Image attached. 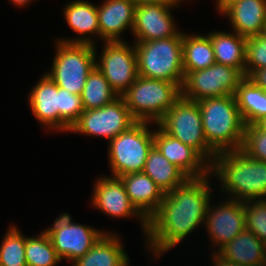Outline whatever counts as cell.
Here are the masks:
<instances>
[{
  "mask_svg": "<svg viewBox=\"0 0 266 266\" xmlns=\"http://www.w3.org/2000/svg\"><path fill=\"white\" fill-rule=\"evenodd\" d=\"M211 174L188 178L166 193L158 210L148 219L145 247L155 262L205 224L208 206L214 197ZM156 258V259H155Z\"/></svg>",
  "mask_w": 266,
  "mask_h": 266,
  "instance_id": "obj_1",
  "label": "cell"
},
{
  "mask_svg": "<svg viewBox=\"0 0 266 266\" xmlns=\"http://www.w3.org/2000/svg\"><path fill=\"white\" fill-rule=\"evenodd\" d=\"M211 177L220 182L221 194L239 201L266 199V162L241 149L218 153L210 164Z\"/></svg>",
  "mask_w": 266,
  "mask_h": 266,
  "instance_id": "obj_2",
  "label": "cell"
},
{
  "mask_svg": "<svg viewBox=\"0 0 266 266\" xmlns=\"http://www.w3.org/2000/svg\"><path fill=\"white\" fill-rule=\"evenodd\" d=\"M208 145L218 154L242 148L246 124L235 95L197 101Z\"/></svg>",
  "mask_w": 266,
  "mask_h": 266,
  "instance_id": "obj_3",
  "label": "cell"
},
{
  "mask_svg": "<svg viewBox=\"0 0 266 266\" xmlns=\"http://www.w3.org/2000/svg\"><path fill=\"white\" fill-rule=\"evenodd\" d=\"M134 47L138 75L183 85V31L174 37L135 42Z\"/></svg>",
  "mask_w": 266,
  "mask_h": 266,
  "instance_id": "obj_4",
  "label": "cell"
},
{
  "mask_svg": "<svg viewBox=\"0 0 266 266\" xmlns=\"http://www.w3.org/2000/svg\"><path fill=\"white\" fill-rule=\"evenodd\" d=\"M182 86L161 79H137L121 95L137 121L157 124L182 96Z\"/></svg>",
  "mask_w": 266,
  "mask_h": 266,
  "instance_id": "obj_5",
  "label": "cell"
},
{
  "mask_svg": "<svg viewBox=\"0 0 266 266\" xmlns=\"http://www.w3.org/2000/svg\"><path fill=\"white\" fill-rule=\"evenodd\" d=\"M153 125L156 124L137 121L129 129L109 141L107 160L112 173L110 176L120 177L125 174L143 172L148 154L154 146Z\"/></svg>",
  "mask_w": 266,
  "mask_h": 266,
  "instance_id": "obj_6",
  "label": "cell"
},
{
  "mask_svg": "<svg viewBox=\"0 0 266 266\" xmlns=\"http://www.w3.org/2000/svg\"><path fill=\"white\" fill-rule=\"evenodd\" d=\"M55 56L46 74L61 88L81 95L87 76L96 66L95 45L55 40Z\"/></svg>",
  "mask_w": 266,
  "mask_h": 266,
  "instance_id": "obj_7",
  "label": "cell"
},
{
  "mask_svg": "<svg viewBox=\"0 0 266 266\" xmlns=\"http://www.w3.org/2000/svg\"><path fill=\"white\" fill-rule=\"evenodd\" d=\"M157 124L167 134L195 149L209 164L217 155L206 141L197 101L181 96Z\"/></svg>",
  "mask_w": 266,
  "mask_h": 266,
  "instance_id": "obj_8",
  "label": "cell"
},
{
  "mask_svg": "<svg viewBox=\"0 0 266 266\" xmlns=\"http://www.w3.org/2000/svg\"><path fill=\"white\" fill-rule=\"evenodd\" d=\"M136 122L123 97L118 96L101 108L84 110L69 133L106 138L109 142Z\"/></svg>",
  "mask_w": 266,
  "mask_h": 266,
  "instance_id": "obj_9",
  "label": "cell"
},
{
  "mask_svg": "<svg viewBox=\"0 0 266 266\" xmlns=\"http://www.w3.org/2000/svg\"><path fill=\"white\" fill-rule=\"evenodd\" d=\"M103 43L101 55L97 53V44L95 45L96 66L110 87L121 96L138 77L134 43L128 44L126 41Z\"/></svg>",
  "mask_w": 266,
  "mask_h": 266,
  "instance_id": "obj_10",
  "label": "cell"
},
{
  "mask_svg": "<svg viewBox=\"0 0 266 266\" xmlns=\"http://www.w3.org/2000/svg\"><path fill=\"white\" fill-rule=\"evenodd\" d=\"M245 76L238 70L214 63L203 70L189 72L182 85V96L192 101L235 95Z\"/></svg>",
  "mask_w": 266,
  "mask_h": 266,
  "instance_id": "obj_11",
  "label": "cell"
},
{
  "mask_svg": "<svg viewBox=\"0 0 266 266\" xmlns=\"http://www.w3.org/2000/svg\"><path fill=\"white\" fill-rule=\"evenodd\" d=\"M61 260L74 262L84 256L104 233L95 227L73 222L71 215L62 212L53 225L44 230Z\"/></svg>",
  "mask_w": 266,
  "mask_h": 266,
  "instance_id": "obj_12",
  "label": "cell"
},
{
  "mask_svg": "<svg viewBox=\"0 0 266 266\" xmlns=\"http://www.w3.org/2000/svg\"><path fill=\"white\" fill-rule=\"evenodd\" d=\"M95 180L90 199L93 208L114 219H127L134 216L140 223L145 239L148 230V220L131 203L121 179L102 175Z\"/></svg>",
  "mask_w": 266,
  "mask_h": 266,
  "instance_id": "obj_13",
  "label": "cell"
},
{
  "mask_svg": "<svg viewBox=\"0 0 266 266\" xmlns=\"http://www.w3.org/2000/svg\"><path fill=\"white\" fill-rule=\"evenodd\" d=\"M210 201L204 227L212 245V254L232 241L245 227L243 201L226 198L216 204ZM217 247V248H216ZM216 248V249H215Z\"/></svg>",
  "mask_w": 266,
  "mask_h": 266,
  "instance_id": "obj_14",
  "label": "cell"
},
{
  "mask_svg": "<svg viewBox=\"0 0 266 266\" xmlns=\"http://www.w3.org/2000/svg\"><path fill=\"white\" fill-rule=\"evenodd\" d=\"M177 7L160 3L136 5L132 29L134 43L176 36L181 29L175 24L172 10Z\"/></svg>",
  "mask_w": 266,
  "mask_h": 266,
  "instance_id": "obj_15",
  "label": "cell"
},
{
  "mask_svg": "<svg viewBox=\"0 0 266 266\" xmlns=\"http://www.w3.org/2000/svg\"><path fill=\"white\" fill-rule=\"evenodd\" d=\"M215 5L218 14L227 18L233 32L246 38L262 33L266 22V0H237Z\"/></svg>",
  "mask_w": 266,
  "mask_h": 266,
  "instance_id": "obj_16",
  "label": "cell"
},
{
  "mask_svg": "<svg viewBox=\"0 0 266 266\" xmlns=\"http://www.w3.org/2000/svg\"><path fill=\"white\" fill-rule=\"evenodd\" d=\"M154 129V146L189 178L210 174V164L192 147L167 134L158 124Z\"/></svg>",
  "mask_w": 266,
  "mask_h": 266,
  "instance_id": "obj_17",
  "label": "cell"
},
{
  "mask_svg": "<svg viewBox=\"0 0 266 266\" xmlns=\"http://www.w3.org/2000/svg\"><path fill=\"white\" fill-rule=\"evenodd\" d=\"M136 4L133 0H103L97 5L102 42L125 41L121 37L133 29Z\"/></svg>",
  "mask_w": 266,
  "mask_h": 266,
  "instance_id": "obj_18",
  "label": "cell"
},
{
  "mask_svg": "<svg viewBox=\"0 0 266 266\" xmlns=\"http://www.w3.org/2000/svg\"><path fill=\"white\" fill-rule=\"evenodd\" d=\"M28 106L46 131L59 133L58 86L44 73L28 93Z\"/></svg>",
  "mask_w": 266,
  "mask_h": 266,
  "instance_id": "obj_19",
  "label": "cell"
},
{
  "mask_svg": "<svg viewBox=\"0 0 266 266\" xmlns=\"http://www.w3.org/2000/svg\"><path fill=\"white\" fill-rule=\"evenodd\" d=\"M65 4L62 14L71 30L77 34L72 38H56L54 40L66 43H81L96 45L95 37L100 39L97 5L85 0H73ZM81 35V36H80ZM94 35V36H93ZM96 35V36H95ZM92 36L94 38H92Z\"/></svg>",
  "mask_w": 266,
  "mask_h": 266,
  "instance_id": "obj_20",
  "label": "cell"
},
{
  "mask_svg": "<svg viewBox=\"0 0 266 266\" xmlns=\"http://www.w3.org/2000/svg\"><path fill=\"white\" fill-rule=\"evenodd\" d=\"M131 203L148 220L159 208L164 192L144 172L119 177Z\"/></svg>",
  "mask_w": 266,
  "mask_h": 266,
  "instance_id": "obj_21",
  "label": "cell"
},
{
  "mask_svg": "<svg viewBox=\"0 0 266 266\" xmlns=\"http://www.w3.org/2000/svg\"><path fill=\"white\" fill-rule=\"evenodd\" d=\"M119 234L104 231L91 249L72 262L73 266H129L131 259L127 255ZM71 265V266H72Z\"/></svg>",
  "mask_w": 266,
  "mask_h": 266,
  "instance_id": "obj_22",
  "label": "cell"
},
{
  "mask_svg": "<svg viewBox=\"0 0 266 266\" xmlns=\"http://www.w3.org/2000/svg\"><path fill=\"white\" fill-rule=\"evenodd\" d=\"M216 254L242 266H266V244L246 228Z\"/></svg>",
  "mask_w": 266,
  "mask_h": 266,
  "instance_id": "obj_23",
  "label": "cell"
},
{
  "mask_svg": "<svg viewBox=\"0 0 266 266\" xmlns=\"http://www.w3.org/2000/svg\"><path fill=\"white\" fill-rule=\"evenodd\" d=\"M207 35L211 39L216 63L238 69L245 76L247 38L219 29Z\"/></svg>",
  "mask_w": 266,
  "mask_h": 266,
  "instance_id": "obj_24",
  "label": "cell"
},
{
  "mask_svg": "<svg viewBox=\"0 0 266 266\" xmlns=\"http://www.w3.org/2000/svg\"><path fill=\"white\" fill-rule=\"evenodd\" d=\"M235 98L246 125L266 124V91L245 77L236 89Z\"/></svg>",
  "mask_w": 266,
  "mask_h": 266,
  "instance_id": "obj_25",
  "label": "cell"
},
{
  "mask_svg": "<svg viewBox=\"0 0 266 266\" xmlns=\"http://www.w3.org/2000/svg\"><path fill=\"white\" fill-rule=\"evenodd\" d=\"M143 172L156 183L164 194L182 185L189 178L155 146L148 154Z\"/></svg>",
  "mask_w": 266,
  "mask_h": 266,
  "instance_id": "obj_26",
  "label": "cell"
},
{
  "mask_svg": "<svg viewBox=\"0 0 266 266\" xmlns=\"http://www.w3.org/2000/svg\"><path fill=\"white\" fill-rule=\"evenodd\" d=\"M183 68L189 72L203 70L216 63L210 37L206 34L183 32Z\"/></svg>",
  "mask_w": 266,
  "mask_h": 266,
  "instance_id": "obj_27",
  "label": "cell"
},
{
  "mask_svg": "<svg viewBox=\"0 0 266 266\" xmlns=\"http://www.w3.org/2000/svg\"><path fill=\"white\" fill-rule=\"evenodd\" d=\"M118 94L110 87L102 72L95 66L86 79L81 100L84 110L101 108L111 103Z\"/></svg>",
  "mask_w": 266,
  "mask_h": 266,
  "instance_id": "obj_28",
  "label": "cell"
},
{
  "mask_svg": "<svg viewBox=\"0 0 266 266\" xmlns=\"http://www.w3.org/2000/svg\"><path fill=\"white\" fill-rule=\"evenodd\" d=\"M25 256L27 266H57L62 262L44 229L38 235L26 236Z\"/></svg>",
  "mask_w": 266,
  "mask_h": 266,
  "instance_id": "obj_29",
  "label": "cell"
},
{
  "mask_svg": "<svg viewBox=\"0 0 266 266\" xmlns=\"http://www.w3.org/2000/svg\"><path fill=\"white\" fill-rule=\"evenodd\" d=\"M0 244L1 266H27L25 256L26 236L16 225L7 228Z\"/></svg>",
  "mask_w": 266,
  "mask_h": 266,
  "instance_id": "obj_30",
  "label": "cell"
},
{
  "mask_svg": "<svg viewBox=\"0 0 266 266\" xmlns=\"http://www.w3.org/2000/svg\"><path fill=\"white\" fill-rule=\"evenodd\" d=\"M59 92V133H69L71 126L83 113L81 95L58 87Z\"/></svg>",
  "mask_w": 266,
  "mask_h": 266,
  "instance_id": "obj_31",
  "label": "cell"
},
{
  "mask_svg": "<svg viewBox=\"0 0 266 266\" xmlns=\"http://www.w3.org/2000/svg\"><path fill=\"white\" fill-rule=\"evenodd\" d=\"M245 227L266 244V199L243 201Z\"/></svg>",
  "mask_w": 266,
  "mask_h": 266,
  "instance_id": "obj_32",
  "label": "cell"
},
{
  "mask_svg": "<svg viewBox=\"0 0 266 266\" xmlns=\"http://www.w3.org/2000/svg\"><path fill=\"white\" fill-rule=\"evenodd\" d=\"M241 150L253 159L266 162V124L246 125Z\"/></svg>",
  "mask_w": 266,
  "mask_h": 266,
  "instance_id": "obj_33",
  "label": "cell"
},
{
  "mask_svg": "<svg viewBox=\"0 0 266 266\" xmlns=\"http://www.w3.org/2000/svg\"><path fill=\"white\" fill-rule=\"evenodd\" d=\"M261 68H266V37L260 34L247 38L245 77Z\"/></svg>",
  "mask_w": 266,
  "mask_h": 266,
  "instance_id": "obj_34",
  "label": "cell"
},
{
  "mask_svg": "<svg viewBox=\"0 0 266 266\" xmlns=\"http://www.w3.org/2000/svg\"><path fill=\"white\" fill-rule=\"evenodd\" d=\"M258 87L266 91V68L256 70L249 77Z\"/></svg>",
  "mask_w": 266,
  "mask_h": 266,
  "instance_id": "obj_35",
  "label": "cell"
},
{
  "mask_svg": "<svg viewBox=\"0 0 266 266\" xmlns=\"http://www.w3.org/2000/svg\"><path fill=\"white\" fill-rule=\"evenodd\" d=\"M136 5L147 4V3H160V4H168L171 6H179L181 7L182 2H186V0H133Z\"/></svg>",
  "mask_w": 266,
  "mask_h": 266,
  "instance_id": "obj_36",
  "label": "cell"
},
{
  "mask_svg": "<svg viewBox=\"0 0 266 266\" xmlns=\"http://www.w3.org/2000/svg\"><path fill=\"white\" fill-rule=\"evenodd\" d=\"M211 256V264H213V266H242L240 264H236L233 262H226L225 260L221 259L217 254H212L209 255Z\"/></svg>",
  "mask_w": 266,
  "mask_h": 266,
  "instance_id": "obj_37",
  "label": "cell"
},
{
  "mask_svg": "<svg viewBox=\"0 0 266 266\" xmlns=\"http://www.w3.org/2000/svg\"><path fill=\"white\" fill-rule=\"evenodd\" d=\"M33 1L35 0H9L10 3H12V5H15V7H21V8H25L26 6H28L29 4H31Z\"/></svg>",
  "mask_w": 266,
  "mask_h": 266,
  "instance_id": "obj_38",
  "label": "cell"
},
{
  "mask_svg": "<svg viewBox=\"0 0 266 266\" xmlns=\"http://www.w3.org/2000/svg\"><path fill=\"white\" fill-rule=\"evenodd\" d=\"M216 3H231L233 1H237V0H215Z\"/></svg>",
  "mask_w": 266,
  "mask_h": 266,
  "instance_id": "obj_39",
  "label": "cell"
},
{
  "mask_svg": "<svg viewBox=\"0 0 266 266\" xmlns=\"http://www.w3.org/2000/svg\"><path fill=\"white\" fill-rule=\"evenodd\" d=\"M261 35L266 37V22H265V25H264V28H263V31H262Z\"/></svg>",
  "mask_w": 266,
  "mask_h": 266,
  "instance_id": "obj_40",
  "label": "cell"
}]
</instances>
